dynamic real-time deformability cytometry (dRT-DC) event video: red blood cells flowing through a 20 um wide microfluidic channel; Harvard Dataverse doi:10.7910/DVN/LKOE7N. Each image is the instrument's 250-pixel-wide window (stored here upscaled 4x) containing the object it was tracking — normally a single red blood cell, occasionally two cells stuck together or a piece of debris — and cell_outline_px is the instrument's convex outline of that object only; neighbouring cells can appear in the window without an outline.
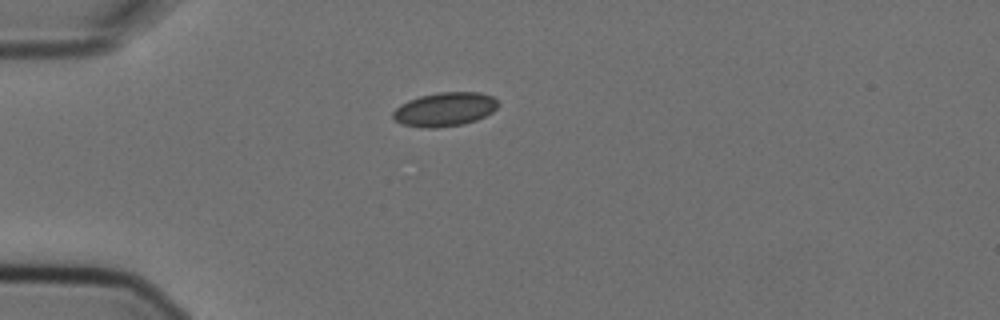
{"species": "Egyptian fruit bat (a non-hibernating species)", "species_latin": "Rousettus aegyptiacus", "temperature_condition": "cold", "stored_images_in_passage": 2, "camera_frame_rate_fps": 3000, "um_per_image_px": 0.085, "animal": {"sex": "female"}, "frame": {"image": 1, "passage_image": 1, "time_ms": 0.0, "image_size_px": [1000, 320], "cell_outline_px": [[500, 104], [492, 112], [476, 120], [464, 124], [436, 128], [420, 128], [400, 124], [392, 116], [392, 112], [400, 104], [408, 100], [420, 96], [440, 92], [480, 92], [492, 96]], "centroid_in_image_um": [37.79, 9.3], "position_along_channel_um": 47.2, "area_um2": 20.92}}